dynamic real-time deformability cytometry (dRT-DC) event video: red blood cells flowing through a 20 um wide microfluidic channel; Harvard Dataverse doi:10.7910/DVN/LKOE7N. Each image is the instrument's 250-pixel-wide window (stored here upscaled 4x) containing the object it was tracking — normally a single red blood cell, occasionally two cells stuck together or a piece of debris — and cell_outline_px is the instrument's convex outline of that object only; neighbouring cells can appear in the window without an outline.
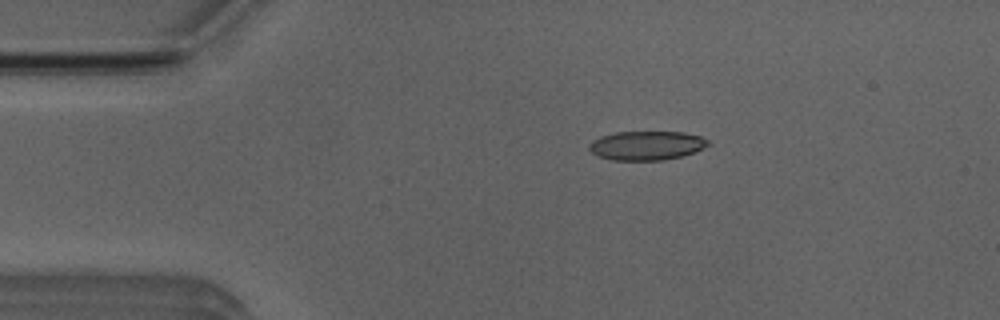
{"species": "Egyptian fruit bat (a non-hibernating species)", "species_latin": "Rousettus aegyptiacus", "temperature_condition": "room temperature", "stored_images_in_passage": 53, "camera_frame_rate_fps": 3000, "um_per_image_px": 0.085, "animal": {"sex": "male"}, "frame": {"image": 1, "passage_image": 10, "time_ms": 3.0, "image_size_px": [1000, 320], "cell_outline_px": [[712, 144], [692, 152], [680, 156], [664, 160], [612, 160], [596, 156], [588, 148], [588, 144], [592, 140], [600, 136], [616, 132], [684, 132], [700, 136], [708, 140]], "centroid_in_image_um": [54.92, 12.36], "position_along_channel_um": 30.1, "area_um2": 20.17}}
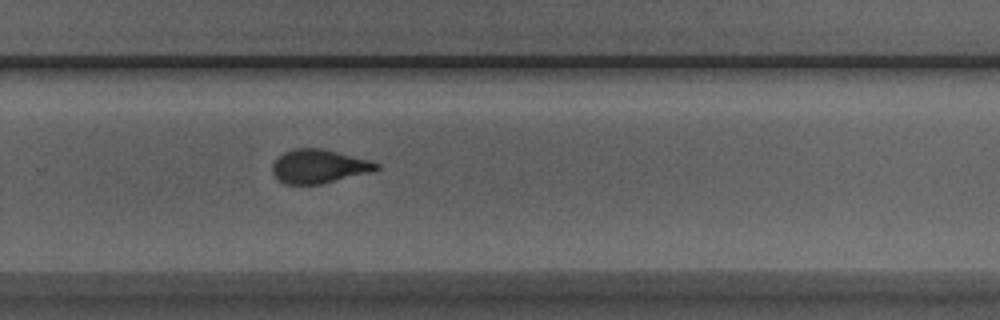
{"frame": {"image": 2, "passage_image": 35, "time_ms": 11.333, "image_size_px": [1000, 320], "cell_outline_px": [[380, 168], [372, 172], [320, 184], [284, 184], [272, 172], [272, 164], [284, 152], [296, 148], [324, 148], [368, 160], [380, 164]], "centroid_in_image_um": [27.12, 14.13], "position_along_channel_um": 302.7, "area_um2": 20.35}}
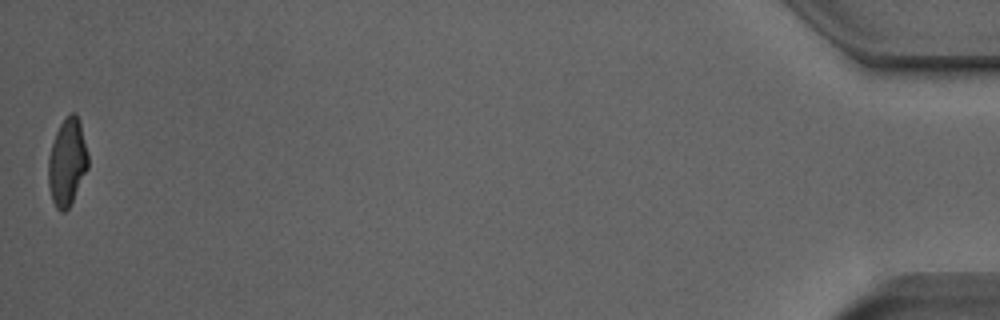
{"frame": {"image": 3, "passage_image": 53, "time_ms": 17.333, "image_size_px": [1000, 320], "cell_outline_px": [[88, 168], [68, 208], [64, 212], [60, 212], [56, 208], [52, 200], [48, 184], [48, 156], [56, 132], [60, 124], [72, 112], [76, 112], [80, 120], [88, 152]], "centroid_in_image_um": [5.71, 13.77], "position_along_channel_um": 429.5, "area_um2": 20.17}, "authors_computed_cell_mechanics": {"area_um2": 20.7502, "velocity_mm_per_s": 3.8396, "shape_relaxation_time_tau1_ms": 6.0932, "shape_relaxation_time_tau2_ms": 1.2567, "deformation_change_tau1": 0.1864, "deformation_change_tau2": 0.0891}}